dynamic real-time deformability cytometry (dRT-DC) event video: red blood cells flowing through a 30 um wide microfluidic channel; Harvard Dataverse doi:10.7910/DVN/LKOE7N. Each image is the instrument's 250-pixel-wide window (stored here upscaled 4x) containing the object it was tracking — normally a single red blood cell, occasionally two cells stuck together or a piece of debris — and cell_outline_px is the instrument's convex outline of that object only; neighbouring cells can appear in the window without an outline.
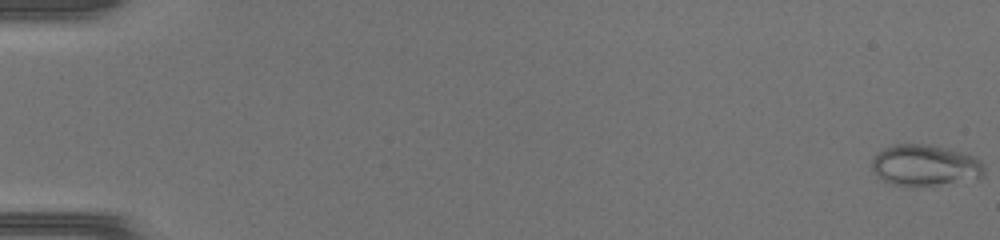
{"species": "common noctule bat (a hibernating species)", "species_latin": "Nyctalus noctula", "temperature_condition": "warm", "stored_images_in_passage": 48, "camera_frame_rate_fps": 3000, "um_per_image_px": 0.085, "animal": {"sex": "female", "body_mass_g": 17.0, "forearm_length_mm": 48.0}, "frame": {"image": 1, "passage_image": 1, "time_ms": 0.0, "image_size_px": [1000, 240], "cell_outline_px": [[984, 176], [980, 180], [912, 188], [908, 188], [892, 184], [876, 176], [872, 168], [872, 160], [884, 148], [892, 144], [928, 144], [976, 156], [984, 164]], "centroid_in_image_um": [78.68, 14.1], "position_along_channel_um": 6.3, "area_um2": 27.74}}
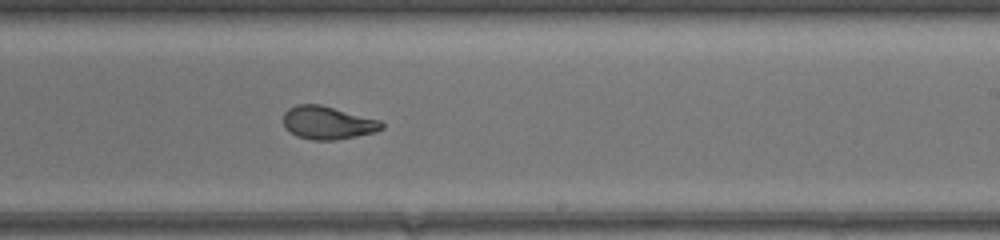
{"frame": {"image": 2, "passage_image": 31, "time_ms": 10.0, "image_size_px": [1000, 240], "cell_outline_px": [[384, 128], [376, 132], [336, 140], [312, 140], [296, 136], [284, 128], [284, 112], [288, 108], [296, 104], [320, 104], [380, 120], [384, 124]], "centroid_in_image_um": [27.84, 10.43], "position_along_channel_um": 261.2, "area_um2": 19.07}}
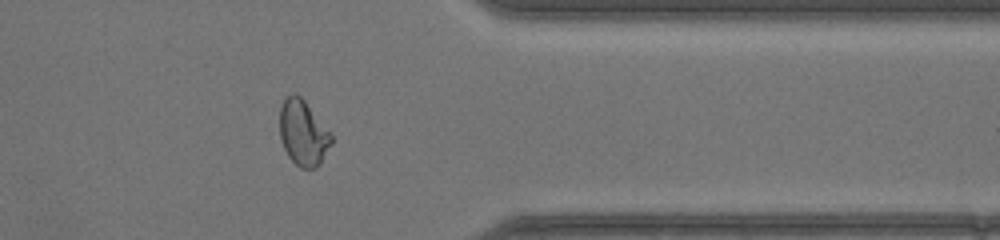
{"frame": {"image": 3, "passage_image": 40, "time_ms": 13.0, "image_size_px": [1000, 240], "cell_outline_px": [[332, 144], [320, 164], [316, 168], [300, 168], [288, 156], [284, 148], [280, 136], [280, 108], [284, 100], [292, 92], [296, 92], [304, 100], [332, 132]], "centroid_in_image_um": [25.79, 11.29], "position_along_channel_um": 385.6, "area_um2": 19.88}}